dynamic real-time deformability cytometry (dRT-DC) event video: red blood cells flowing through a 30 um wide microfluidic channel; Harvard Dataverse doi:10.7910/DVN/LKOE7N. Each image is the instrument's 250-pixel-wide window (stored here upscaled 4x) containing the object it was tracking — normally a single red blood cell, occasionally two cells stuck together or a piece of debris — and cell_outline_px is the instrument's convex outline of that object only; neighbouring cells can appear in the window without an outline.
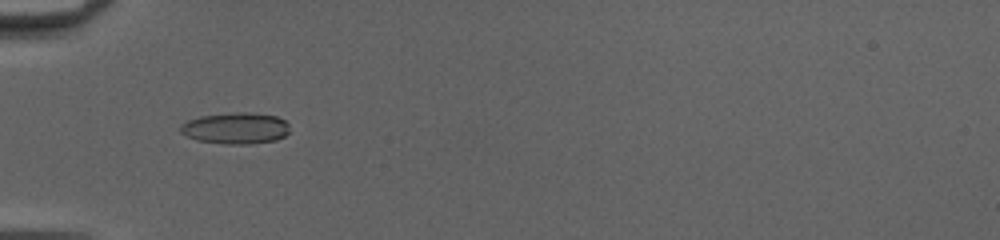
{"species": "common noctule bat (a hibernating species)", "species_latin": "Nyctalus noctula", "temperature_condition": "cold", "stored_images_in_passage": 51, "camera_frame_rate_fps": 3000, "um_per_image_px": 0.085, "animal": {"sex": "female", "body_mass_g": 20.0, "forearm_length_mm": 54.0}, "frame": {"image": 1, "passage_image": 19, "time_ms": 6.0, "image_size_px": [1000, 240], "cell_outline_px": [[288, 132], [284, 136], [276, 140], [248, 144], [224, 144], [196, 140], [180, 132], [180, 124], [188, 120], [200, 116], [236, 112], [248, 112], [276, 116], [284, 120], [288, 124]], "centroid_in_image_um": [20.01, 10.9], "position_along_channel_um": 65.0, "area_um2": 19.94}}
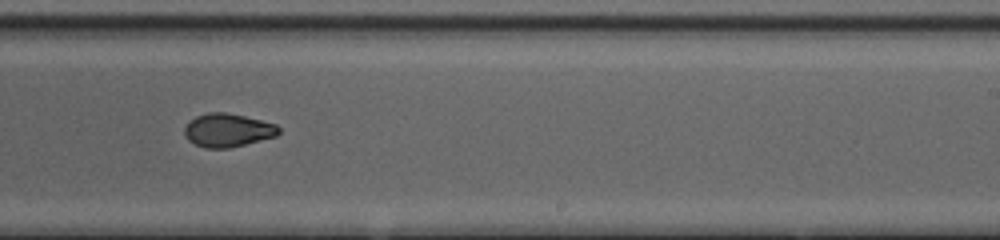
{"frame": {"image": 2, "passage_image": 34, "time_ms": 11.0, "image_size_px": [1000, 240], "cell_outline_px": [[280, 132], [276, 136], [228, 148], [204, 148], [188, 140], [184, 132], [184, 128], [196, 116], [208, 112], [228, 112], [276, 124], [280, 128]], "centroid_in_image_um": [19.36, 11.06], "position_along_channel_um": 269.6, "area_um2": 18.15}}
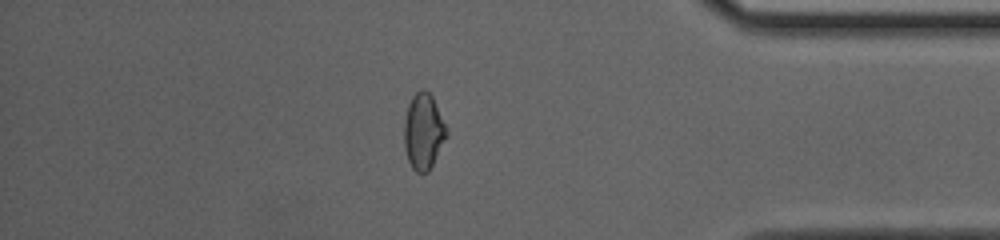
{"frame": {"image": 3, "passage_image": 45, "time_ms": 14.667, "image_size_px": [1000, 240], "cell_outline_px": [[448, 136], [428, 172], [416, 172], [412, 168], [408, 160], [404, 148], [404, 120], [408, 104], [412, 96], [420, 88], [424, 88], [432, 96], [448, 128]], "centroid_in_image_um": [36.0, 11.15], "position_along_channel_um": 399.2, "area_um2": 19.02}, "authors_computed_cell_mechanics": {"area_um2": 18.9584, "velocity_mm_per_s": 4.1768, "shape_relaxation_time_tau1_ms": 6.5956, "shape_relaxation_time_tau2_ms": 2.8181, "deformation_change_tau1": 0.2079, "deformation_change_tau2": 0.0592}}